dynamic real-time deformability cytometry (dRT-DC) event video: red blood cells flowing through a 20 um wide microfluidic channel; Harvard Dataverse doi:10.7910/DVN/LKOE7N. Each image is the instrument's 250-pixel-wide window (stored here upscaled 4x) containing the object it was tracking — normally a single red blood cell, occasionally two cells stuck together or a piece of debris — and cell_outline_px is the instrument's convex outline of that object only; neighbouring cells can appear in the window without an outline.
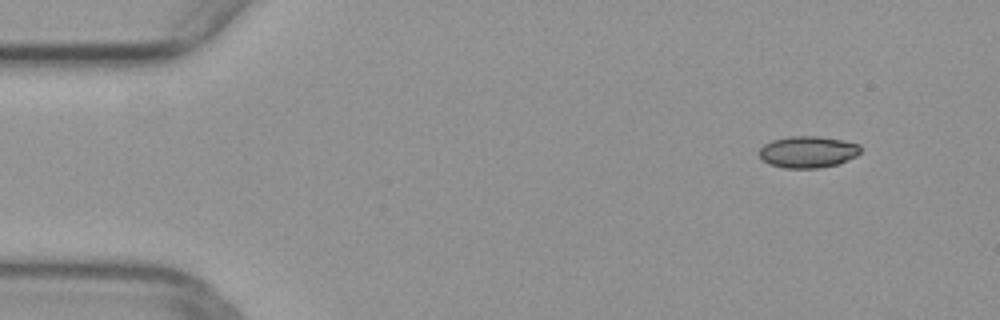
{"species": "common noctule bat (a hibernating species)", "species_latin": "Nyctalus noctula", "temperature_condition": "warm", "stored_images_in_passage": 46, "camera_frame_rate_fps": 3000, "um_per_image_px": 0.085, "animal": {"sex": "female", "body_mass_g": 29.2, "forearm_length_mm": 56.3}, "frame": {"image": 1, "passage_image": 1, "time_ms": 0.0, "image_size_px": [1000, 320], "cell_outline_px": [[860, 152], [856, 156], [840, 164], [816, 168], [784, 168], [768, 164], [760, 156], [760, 148], [764, 144], [772, 140], [792, 136], [816, 136], [840, 140], [860, 144]], "centroid_in_image_um": [68.67, 12.92], "position_along_channel_um": 16.3, "area_um2": 18.61}}
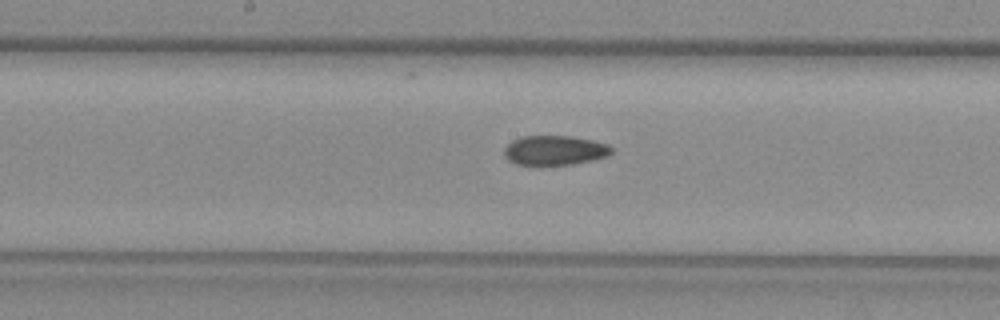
{"frame": {"image": 2, "passage_image": 22, "time_ms": 7.0, "image_size_px": [1000, 320], "cell_outline_px": [[612, 152], [608, 156], [592, 160], [572, 164], [532, 168], [516, 164], [508, 160], [504, 156], [504, 148], [512, 140], [520, 136], [572, 136], [592, 140], [608, 144], [612, 148]], "centroid_in_image_um": [47.09, 12.82], "position_along_channel_um": 201.1, "area_um2": 19.25}}
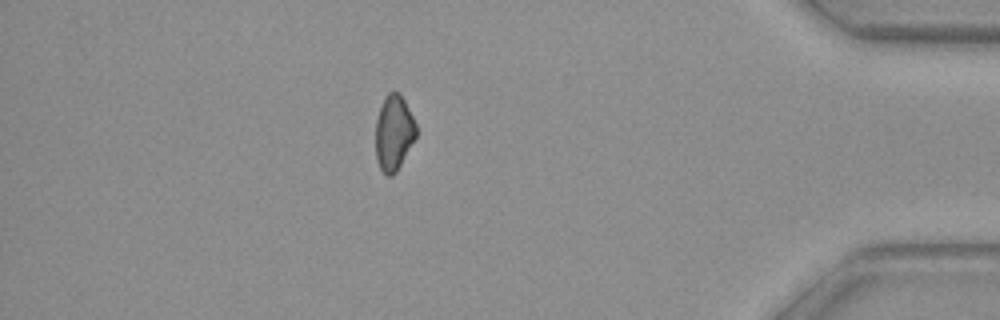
{"frame": {"image": 3, "passage_image": 40, "time_ms": 13.0, "image_size_px": [1000, 320], "cell_outline_px": [[416, 136], [396, 172], [392, 176], [388, 176], [380, 168], [376, 160], [376, 120], [384, 96], [388, 92], [400, 92], [416, 124]], "centroid_in_image_um": [33.46, 11.27], "position_along_channel_um": 401.7, "area_um2": 17.63}}